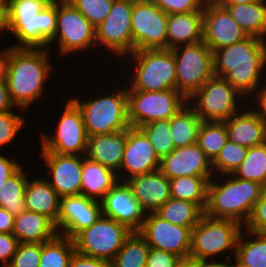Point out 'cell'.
<instances>
[{"label": "cell", "mask_w": 266, "mask_h": 267, "mask_svg": "<svg viewBox=\"0 0 266 267\" xmlns=\"http://www.w3.org/2000/svg\"><path fill=\"white\" fill-rule=\"evenodd\" d=\"M266 40L248 36L213 52L214 75L224 77L242 96L257 90L266 63Z\"/></svg>", "instance_id": "6da1fadb"}, {"label": "cell", "mask_w": 266, "mask_h": 267, "mask_svg": "<svg viewBox=\"0 0 266 267\" xmlns=\"http://www.w3.org/2000/svg\"><path fill=\"white\" fill-rule=\"evenodd\" d=\"M47 52L45 48L8 49L5 82L14 107H26L41 96L52 67Z\"/></svg>", "instance_id": "7a4b0ae2"}, {"label": "cell", "mask_w": 266, "mask_h": 267, "mask_svg": "<svg viewBox=\"0 0 266 267\" xmlns=\"http://www.w3.org/2000/svg\"><path fill=\"white\" fill-rule=\"evenodd\" d=\"M8 30L19 40L12 47L42 48L56 33L57 2L9 0Z\"/></svg>", "instance_id": "3957f363"}, {"label": "cell", "mask_w": 266, "mask_h": 267, "mask_svg": "<svg viewBox=\"0 0 266 267\" xmlns=\"http://www.w3.org/2000/svg\"><path fill=\"white\" fill-rule=\"evenodd\" d=\"M232 177L223 184L209 181L207 205L204 214L212 218L232 219L246 223L254 204L261 198L260 183Z\"/></svg>", "instance_id": "277c9868"}, {"label": "cell", "mask_w": 266, "mask_h": 267, "mask_svg": "<svg viewBox=\"0 0 266 267\" xmlns=\"http://www.w3.org/2000/svg\"><path fill=\"white\" fill-rule=\"evenodd\" d=\"M80 109L89 137L127 130V88L117 94L87 102L71 99Z\"/></svg>", "instance_id": "5b68a950"}, {"label": "cell", "mask_w": 266, "mask_h": 267, "mask_svg": "<svg viewBox=\"0 0 266 267\" xmlns=\"http://www.w3.org/2000/svg\"><path fill=\"white\" fill-rule=\"evenodd\" d=\"M131 54L135 58L136 74L130 90L176 89V62L171 49L135 50Z\"/></svg>", "instance_id": "8992f818"}, {"label": "cell", "mask_w": 266, "mask_h": 267, "mask_svg": "<svg viewBox=\"0 0 266 267\" xmlns=\"http://www.w3.org/2000/svg\"><path fill=\"white\" fill-rule=\"evenodd\" d=\"M131 233L126 225L101 215L72 240L77 253L111 263Z\"/></svg>", "instance_id": "52a82bcc"}, {"label": "cell", "mask_w": 266, "mask_h": 267, "mask_svg": "<svg viewBox=\"0 0 266 267\" xmlns=\"http://www.w3.org/2000/svg\"><path fill=\"white\" fill-rule=\"evenodd\" d=\"M241 233V223L232 219L212 218L203 215L192 229L189 256L202 262L208 257L234 248Z\"/></svg>", "instance_id": "ba28073f"}, {"label": "cell", "mask_w": 266, "mask_h": 267, "mask_svg": "<svg viewBox=\"0 0 266 267\" xmlns=\"http://www.w3.org/2000/svg\"><path fill=\"white\" fill-rule=\"evenodd\" d=\"M187 103L176 89L153 92L127 89L129 125L139 128L155 120L170 119Z\"/></svg>", "instance_id": "9c48e42d"}, {"label": "cell", "mask_w": 266, "mask_h": 267, "mask_svg": "<svg viewBox=\"0 0 266 267\" xmlns=\"http://www.w3.org/2000/svg\"><path fill=\"white\" fill-rule=\"evenodd\" d=\"M180 48L171 49L176 62V90L188 100L214 75L213 52L203 41Z\"/></svg>", "instance_id": "30bf717a"}, {"label": "cell", "mask_w": 266, "mask_h": 267, "mask_svg": "<svg viewBox=\"0 0 266 267\" xmlns=\"http://www.w3.org/2000/svg\"><path fill=\"white\" fill-rule=\"evenodd\" d=\"M168 14L151 0H134L131 14L132 52L167 49Z\"/></svg>", "instance_id": "8fae6325"}, {"label": "cell", "mask_w": 266, "mask_h": 267, "mask_svg": "<svg viewBox=\"0 0 266 267\" xmlns=\"http://www.w3.org/2000/svg\"><path fill=\"white\" fill-rule=\"evenodd\" d=\"M239 95L224 77L213 75L188 99V103L196 99L192 108L202 121L224 122L237 112L235 100Z\"/></svg>", "instance_id": "7c38bea8"}, {"label": "cell", "mask_w": 266, "mask_h": 267, "mask_svg": "<svg viewBox=\"0 0 266 267\" xmlns=\"http://www.w3.org/2000/svg\"><path fill=\"white\" fill-rule=\"evenodd\" d=\"M56 39L63 55L97 45L95 27L69 1H57L56 33L48 45Z\"/></svg>", "instance_id": "4fadbf2b"}, {"label": "cell", "mask_w": 266, "mask_h": 267, "mask_svg": "<svg viewBox=\"0 0 266 267\" xmlns=\"http://www.w3.org/2000/svg\"><path fill=\"white\" fill-rule=\"evenodd\" d=\"M42 151L76 155L79 151L86 155L88 134L80 109L70 100L58 123L55 136L42 134Z\"/></svg>", "instance_id": "5bb4252c"}, {"label": "cell", "mask_w": 266, "mask_h": 267, "mask_svg": "<svg viewBox=\"0 0 266 267\" xmlns=\"http://www.w3.org/2000/svg\"><path fill=\"white\" fill-rule=\"evenodd\" d=\"M134 0H114L106 18L95 28L96 41L112 53H132L131 14Z\"/></svg>", "instance_id": "9a60e30c"}, {"label": "cell", "mask_w": 266, "mask_h": 267, "mask_svg": "<svg viewBox=\"0 0 266 267\" xmlns=\"http://www.w3.org/2000/svg\"><path fill=\"white\" fill-rule=\"evenodd\" d=\"M145 216L140 235L150 247L164 250L180 258L188 257L191 249L192 228L171 224L155 213Z\"/></svg>", "instance_id": "2e32d148"}, {"label": "cell", "mask_w": 266, "mask_h": 267, "mask_svg": "<svg viewBox=\"0 0 266 267\" xmlns=\"http://www.w3.org/2000/svg\"><path fill=\"white\" fill-rule=\"evenodd\" d=\"M247 37V33L224 7L215 1H205L203 5L202 41L212 52L240 42Z\"/></svg>", "instance_id": "e0dca14e"}, {"label": "cell", "mask_w": 266, "mask_h": 267, "mask_svg": "<svg viewBox=\"0 0 266 267\" xmlns=\"http://www.w3.org/2000/svg\"><path fill=\"white\" fill-rule=\"evenodd\" d=\"M82 194L60 198L59 217L55 226L63 228V236L73 238L77 233L90 227L102 215L101 204Z\"/></svg>", "instance_id": "ac0fdd59"}, {"label": "cell", "mask_w": 266, "mask_h": 267, "mask_svg": "<svg viewBox=\"0 0 266 267\" xmlns=\"http://www.w3.org/2000/svg\"><path fill=\"white\" fill-rule=\"evenodd\" d=\"M101 210L103 216L126 225L131 231L141 228L146 214L126 182H117L104 195Z\"/></svg>", "instance_id": "d6986e66"}, {"label": "cell", "mask_w": 266, "mask_h": 267, "mask_svg": "<svg viewBox=\"0 0 266 267\" xmlns=\"http://www.w3.org/2000/svg\"><path fill=\"white\" fill-rule=\"evenodd\" d=\"M43 160L50 168L52 181H48L60 197L81 194L82 158L70 154L41 151Z\"/></svg>", "instance_id": "ffe728a7"}, {"label": "cell", "mask_w": 266, "mask_h": 267, "mask_svg": "<svg viewBox=\"0 0 266 267\" xmlns=\"http://www.w3.org/2000/svg\"><path fill=\"white\" fill-rule=\"evenodd\" d=\"M210 166L211 161L198 143H195L177 147L162 157L159 170L169 179H173L180 176H211Z\"/></svg>", "instance_id": "44dd1931"}, {"label": "cell", "mask_w": 266, "mask_h": 267, "mask_svg": "<svg viewBox=\"0 0 266 267\" xmlns=\"http://www.w3.org/2000/svg\"><path fill=\"white\" fill-rule=\"evenodd\" d=\"M160 158L147 136L139 129L129 127L126 130V144L120 170H126L128 178L159 170Z\"/></svg>", "instance_id": "7402d4cb"}, {"label": "cell", "mask_w": 266, "mask_h": 267, "mask_svg": "<svg viewBox=\"0 0 266 267\" xmlns=\"http://www.w3.org/2000/svg\"><path fill=\"white\" fill-rule=\"evenodd\" d=\"M146 212L155 213L170 196V179L160 170L123 180Z\"/></svg>", "instance_id": "603a6c76"}, {"label": "cell", "mask_w": 266, "mask_h": 267, "mask_svg": "<svg viewBox=\"0 0 266 267\" xmlns=\"http://www.w3.org/2000/svg\"><path fill=\"white\" fill-rule=\"evenodd\" d=\"M226 124L228 139L247 148L266 142V121L254 109L235 113Z\"/></svg>", "instance_id": "cb8c5ba5"}, {"label": "cell", "mask_w": 266, "mask_h": 267, "mask_svg": "<svg viewBox=\"0 0 266 267\" xmlns=\"http://www.w3.org/2000/svg\"><path fill=\"white\" fill-rule=\"evenodd\" d=\"M126 144V130L88 138L86 157L111 170L119 171Z\"/></svg>", "instance_id": "d4e9b609"}, {"label": "cell", "mask_w": 266, "mask_h": 267, "mask_svg": "<svg viewBox=\"0 0 266 267\" xmlns=\"http://www.w3.org/2000/svg\"><path fill=\"white\" fill-rule=\"evenodd\" d=\"M12 234L18 243H45L54 239L59 232L46 215L25 210L15 216Z\"/></svg>", "instance_id": "484cf974"}, {"label": "cell", "mask_w": 266, "mask_h": 267, "mask_svg": "<svg viewBox=\"0 0 266 267\" xmlns=\"http://www.w3.org/2000/svg\"><path fill=\"white\" fill-rule=\"evenodd\" d=\"M203 11L169 14L167 49L202 41ZM172 40V41H171Z\"/></svg>", "instance_id": "4316f807"}, {"label": "cell", "mask_w": 266, "mask_h": 267, "mask_svg": "<svg viewBox=\"0 0 266 267\" xmlns=\"http://www.w3.org/2000/svg\"><path fill=\"white\" fill-rule=\"evenodd\" d=\"M26 209L46 215L54 223L60 211V196L46 179L28 181L24 192Z\"/></svg>", "instance_id": "83f0119b"}, {"label": "cell", "mask_w": 266, "mask_h": 267, "mask_svg": "<svg viewBox=\"0 0 266 267\" xmlns=\"http://www.w3.org/2000/svg\"><path fill=\"white\" fill-rule=\"evenodd\" d=\"M117 174L103 165L84 155L82 166L81 194L96 200L104 195L117 183Z\"/></svg>", "instance_id": "f1b7e54d"}, {"label": "cell", "mask_w": 266, "mask_h": 267, "mask_svg": "<svg viewBox=\"0 0 266 267\" xmlns=\"http://www.w3.org/2000/svg\"><path fill=\"white\" fill-rule=\"evenodd\" d=\"M222 7L229 12L230 16L239 24L248 36H256L264 39L263 36H266L265 0Z\"/></svg>", "instance_id": "f546056e"}, {"label": "cell", "mask_w": 266, "mask_h": 267, "mask_svg": "<svg viewBox=\"0 0 266 267\" xmlns=\"http://www.w3.org/2000/svg\"><path fill=\"white\" fill-rule=\"evenodd\" d=\"M189 106L186 104L170 118V133L175 148L197 143L202 120L192 106Z\"/></svg>", "instance_id": "4dcf8cb0"}, {"label": "cell", "mask_w": 266, "mask_h": 267, "mask_svg": "<svg viewBox=\"0 0 266 267\" xmlns=\"http://www.w3.org/2000/svg\"><path fill=\"white\" fill-rule=\"evenodd\" d=\"M210 180V176H180L170 179V196L194 202L205 210Z\"/></svg>", "instance_id": "1f68e13d"}, {"label": "cell", "mask_w": 266, "mask_h": 267, "mask_svg": "<svg viewBox=\"0 0 266 267\" xmlns=\"http://www.w3.org/2000/svg\"><path fill=\"white\" fill-rule=\"evenodd\" d=\"M155 214L171 224L193 229L204 215V210L194 202L170 198Z\"/></svg>", "instance_id": "d6a6232c"}, {"label": "cell", "mask_w": 266, "mask_h": 267, "mask_svg": "<svg viewBox=\"0 0 266 267\" xmlns=\"http://www.w3.org/2000/svg\"><path fill=\"white\" fill-rule=\"evenodd\" d=\"M150 246L138 231L126 238L111 267H146Z\"/></svg>", "instance_id": "836d02e7"}, {"label": "cell", "mask_w": 266, "mask_h": 267, "mask_svg": "<svg viewBox=\"0 0 266 267\" xmlns=\"http://www.w3.org/2000/svg\"><path fill=\"white\" fill-rule=\"evenodd\" d=\"M20 167L0 188V207L16 216L26 209L24 192L28 179Z\"/></svg>", "instance_id": "e575fe53"}, {"label": "cell", "mask_w": 266, "mask_h": 267, "mask_svg": "<svg viewBox=\"0 0 266 267\" xmlns=\"http://www.w3.org/2000/svg\"><path fill=\"white\" fill-rule=\"evenodd\" d=\"M247 233L256 239L244 241L246 237L240 233L235 251L236 260L246 267H266V232Z\"/></svg>", "instance_id": "d590c367"}, {"label": "cell", "mask_w": 266, "mask_h": 267, "mask_svg": "<svg viewBox=\"0 0 266 267\" xmlns=\"http://www.w3.org/2000/svg\"><path fill=\"white\" fill-rule=\"evenodd\" d=\"M74 252L73 240L60 233L54 239L41 243L39 267H68Z\"/></svg>", "instance_id": "8d00e7d4"}, {"label": "cell", "mask_w": 266, "mask_h": 267, "mask_svg": "<svg viewBox=\"0 0 266 267\" xmlns=\"http://www.w3.org/2000/svg\"><path fill=\"white\" fill-rule=\"evenodd\" d=\"M228 140L225 122L202 121L197 143L211 162L216 158Z\"/></svg>", "instance_id": "74e56055"}, {"label": "cell", "mask_w": 266, "mask_h": 267, "mask_svg": "<svg viewBox=\"0 0 266 267\" xmlns=\"http://www.w3.org/2000/svg\"><path fill=\"white\" fill-rule=\"evenodd\" d=\"M233 175L239 179L258 182L266 187V142L248 148L245 159Z\"/></svg>", "instance_id": "f35d334b"}, {"label": "cell", "mask_w": 266, "mask_h": 267, "mask_svg": "<svg viewBox=\"0 0 266 267\" xmlns=\"http://www.w3.org/2000/svg\"><path fill=\"white\" fill-rule=\"evenodd\" d=\"M139 129L147 136L160 159L175 149L170 133V119L155 120L139 127Z\"/></svg>", "instance_id": "ab89813d"}, {"label": "cell", "mask_w": 266, "mask_h": 267, "mask_svg": "<svg viewBox=\"0 0 266 267\" xmlns=\"http://www.w3.org/2000/svg\"><path fill=\"white\" fill-rule=\"evenodd\" d=\"M247 152V147L228 140L211 162V167H216L222 174H227L226 176L233 174L245 159Z\"/></svg>", "instance_id": "60d3db41"}, {"label": "cell", "mask_w": 266, "mask_h": 267, "mask_svg": "<svg viewBox=\"0 0 266 267\" xmlns=\"http://www.w3.org/2000/svg\"><path fill=\"white\" fill-rule=\"evenodd\" d=\"M96 28L109 14L114 0H69Z\"/></svg>", "instance_id": "b9f144b4"}, {"label": "cell", "mask_w": 266, "mask_h": 267, "mask_svg": "<svg viewBox=\"0 0 266 267\" xmlns=\"http://www.w3.org/2000/svg\"><path fill=\"white\" fill-rule=\"evenodd\" d=\"M40 259L41 243H18L6 267H39Z\"/></svg>", "instance_id": "7bdbcfd3"}, {"label": "cell", "mask_w": 266, "mask_h": 267, "mask_svg": "<svg viewBox=\"0 0 266 267\" xmlns=\"http://www.w3.org/2000/svg\"><path fill=\"white\" fill-rule=\"evenodd\" d=\"M163 12L169 14L203 11L205 0H151Z\"/></svg>", "instance_id": "ee69618b"}, {"label": "cell", "mask_w": 266, "mask_h": 267, "mask_svg": "<svg viewBox=\"0 0 266 267\" xmlns=\"http://www.w3.org/2000/svg\"><path fill=\"white\" fill-rule=\"evenodd\" d=\"M23 123V118L12 111L0 113V146L11 142Z\"/></svg>", "instance_id": "f6af8a7d"}, {"label": "cell", "mask_w": 266, "mask_h": 267, "mask_svg": "<svg viewBox=\"0 0 266 267\" xmlns=\"http://www.w3.org/2000/svg\"><path fill=\"white\" fill-rule=\"evenodd\" d=\"M246 224V231L266 232V197L261 198L254 204L252 213Z\"/></svg>", "instance_id": "bcb514c9"}, {"label": "cell", "mask_w": 266, "mask_h": 267, "mask_svg": "<svg viewBox=\"0 0 266 267\" xmlns=\"http://www.w3.org/2000/svg\"><path fill=\"white\" fill-rule=\"evenodd\" d=\"M179 258L173 253L150 247L146 267H174Z\"/></svg>", "instance_id": "7dc6e473"}, {"label": "cell", "mask_w": 266, "mask_h": 267, "mask_svg": "<svg viewBox=\"0 0 266 267\" xmlns=\"http://www.w3.org/2000/svg\"><path fill=\"white\" fill-rule=\"evenodd\" d=\"M18 245L17 238L12 234L0 233V260L6 267L9 264V258L12 259Z\"/></svg>", "instance_id": "c3c4849f"}, {"label": "cell", "mask_w": 266, "mask_h": 267, "mask_svg": "<svg viewBox=\"0 0 266 267\" xmlns=\"http://www.w3.org/2000/svg\"><path fill=\"white\" fill-rule=\"evenodd\" d=\"M68 267H111V263L106 260L88 257L75 251Z\"/></svg>", "instance_id": "681fc988"}, {"label": "cell", "mask_w": 266, "mask_h": 267, "mask_svg": "<svg viewBox=\"0 0 266 267\" xmlns=\"http://www.w3.org/2000/svg\"><path fill=\"white\" fill-rule=\"evenodd\" d=\"M19 168V163L16 160L10 161L8 158L0 155V188Z\"/></svg>", "instance_id": "f907efd6"}, {"label": "cell", "mask_w": 266, "mask_h": 267, "mask_svg": "<svg viewBox=\"0 0 266 267\" xmlns=\"http://www.w3.org/2000/svg\"><path fill=\"white\" fill-rule=\"evenodd\" d=\"M14 218L8 210L0 207V233L10 234L14 227Z\"/></svg>", "instance_id": "816d5d0a"}, {"label": "cell", "mask_w": 266, "mask_h": 267, "mask_svg": "<svg viewBox=\"0 0 266 267\" xmlns=\"http://www.w3.org/2000/svg\"><path fill=\"white\" fill-rule=\"evenodd\" d=\"M13 106L14 104L10 99L6 82H0V113L11 111Z\"/></svg>", "instance_id": "f5cc1de1"}, {"label": "cell", "mask_w": 266, "mask_h": 267, "mask_svg": "<svg viewBox=\"0 0 266 267\" xmlns=\"http://www.w3.org/2000/svg\"><path fill=\"white\" fill-rule=\"evenodd\" d=\"M256 96L258 101V106L260 107L261 111L255 110V112L260 115L266 121V86L262 89L256 90Z\"/></svg>", "instance_id": "db71d44e"}, {"label": "cell", "mask_w": 266, "mask_h": 267, "mask_svg": "<svg viewBox=\"0 0 266 267\" xmlns=\"http://www.w3.org/2000/svg\"><path fill=\"white\" fill-rule=\"evenodd\" d=\"M174 267H203V262L188 256L179 258Z\"/></svg>", "instance_id": "11a10c76"}, {"label": "cell", "mask_w": 266, "mask_h": 267, "mask_svg": "<svg viewBox=\"0 0 266 267\" xmlns=\"http://www.w3.org/2000/svg\"><path fill=\"white\" fill-rule=\"evenodd\" d=\"M8 63V50L0 52V82L5 81Z\"/></svg>", "instance_id": "9f6ffc18"}, {"label": "cell", "mask_w": 266, "mask_h": 267, "mask_svg": "<svg viewBox=\"0 0 266 267\" xmlns=\"http://www.w3.org/2000/svg\"><path fill=\"white\" fill-rule=\"evenodd\" d=\"M258 0H216L215 2L220 6H227V5H234V4H247V3H253Z\"/></svg>", "instance_id": "6f0895ef"}, {"label": "cell", "mask_w": 266, "mask_h": 267, "mask_svg": "<svg viewBox=\"0 0 266 267\" xmlns=\"http://www.w3.org/2000/svg\"><path fill=\"white\" fill-rule=\"evenodd\" d=\"M8 9H0V31L1 30H8V16H7Z\"/></svg>", "instance_id": "680465c9"}, {"label": "cell", "mask_w": 266, "mask_h": 267, "mask_svg": "<svg viewBox=\"0 0 266 267\" xmlns=\"http://www.w3.org/2000/svg\"><path fill=\"white\" fill-rule=\"evenodd\" d=\"M203 267H228V263L226 262H203Z\"/></svg>", "instance_id": "91938a15"}, {"label": "cell", "mask_w": 266, "mask_h": 267, "mask_svg": "<svg viewBox=\"0 0 266 267\" xmlns=\"http://www.w3.org/2000/svg\"><path fill=\"white\" fill-rule=\"evenodd\" d=\"M9 0H0V9H8Z\"/></svg>", "instance_id": "94428289"}, {"label": "cell", "mask_w": 266, "mask_h": 267, "mask_svg": "<svg viewBox=\"0 0 266 267\" xmlns=\"http://www.w3.org/2000/svg\"><path fill=\"white\" fill-rule=\"evenodd\" d=\"M228 267H246V266L242 265L238 260H236V265L228 264Z\"/></svg>", "instance_id": "6125c7cd"}, {"label": "cell", "mask_w": 266, "mask_h": 267, "mask_svg": "<svg viewBox=\"0 0 266 267\" xmlns=\"http://www.w3.org/2000/svg\"><path fill=\"white\" fill-rule=\"evenodd\" d=\"M50 2H57V0H49ZM62 2L69 1V0H60Z\"/></svg>", "instance_id": "be15d7a7"}, {"label": "cell", "mask_w": 266, "mask_h": 267, "mask_svg": "<svg viewBox=\"0 0 266 267\" xmlns=\"http://www.w3.org/2000/svg\"><path fill=\"white\" fill-rule=\"evenodd\" d=\"M263 195L266 197V187L263 188Z\"/></svg>", "instance_id": "e7e4bbea"}]
</instances>
